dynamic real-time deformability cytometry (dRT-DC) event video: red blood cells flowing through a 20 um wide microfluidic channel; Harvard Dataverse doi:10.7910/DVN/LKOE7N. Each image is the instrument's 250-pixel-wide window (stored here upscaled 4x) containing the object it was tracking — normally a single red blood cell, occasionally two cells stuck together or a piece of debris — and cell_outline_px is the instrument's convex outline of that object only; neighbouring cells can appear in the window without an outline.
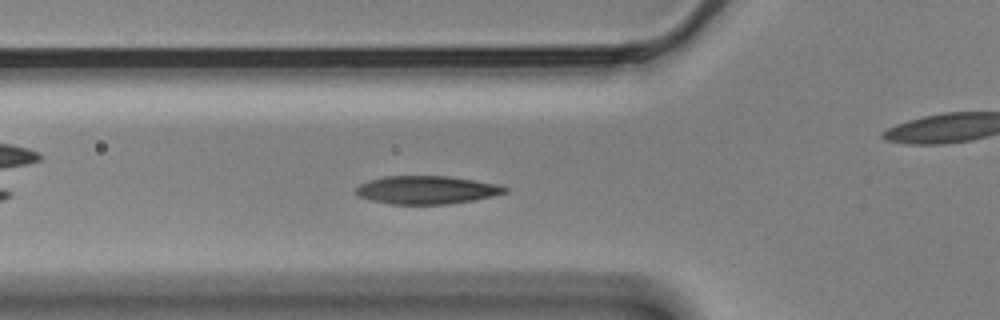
{"species": "Egyptian fruit bat (a non-hibernating species)", "species_latin": "Rousettus aegyptiacus", "temperature_condition": "cold", "stored_images_in_passage": 9, "camera_frame_rate_fps": 3000, "um_per_image_px": 0.085, "animal": {"sex": "male"}, "frame": {"image": 1, "passage_image": 2, "time_ms": 0.333, "image_size_px": [1000, 320], "cell_outline_px": [[508, 192], [476, 200], [452, 204], [388, 204], [368, 200], [352, 192], [360, 184], [368, 180], [384, 176], [448, 176], [500, 184], [508, 188]], "centroid_in_image_um": [36.26, 16.15], "position_along_channel_um": 89.5, "area_um2": 24.8}}
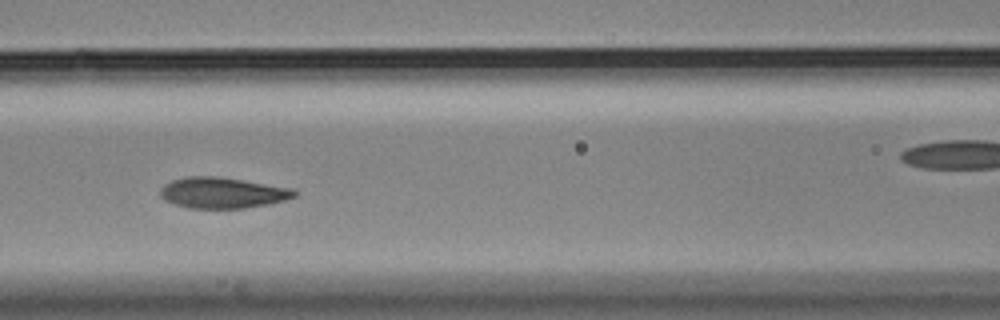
{"frame": {"image": 2, "passage_image": 7, "time_ms": 2.0, "image_size_px": [1000, 320], "cell_outline_px": [[296, 196], [272, 204], [244, 208], [188, 208], [172, 204], [164, 200], [160, 196], [160, 188], [164, 184], [172, 180], [184, 176], [220, 176], [296, 188]], "centroid_in_image_um": [18.92, 16.38], "position_along_channel_um": 147.7, "area_um2": 24.68}}